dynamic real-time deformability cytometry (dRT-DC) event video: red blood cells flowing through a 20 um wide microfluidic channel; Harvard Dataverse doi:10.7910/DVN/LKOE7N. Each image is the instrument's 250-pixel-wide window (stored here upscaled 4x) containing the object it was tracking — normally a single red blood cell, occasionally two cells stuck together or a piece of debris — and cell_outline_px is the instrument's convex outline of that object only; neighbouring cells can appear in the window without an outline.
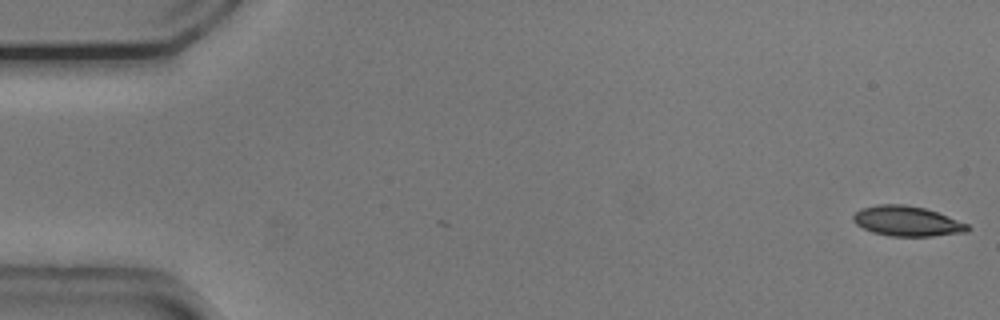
{"species": "common noctule bat (a hibernating species)", "species_latin": "Nyctalus noctula", "temperature_condition": "cold", "stored_images_in_passage": 53, "camera_frame_rate_fps": 3000, "um_per_image_px": 0.085, "animal": {"sex": "male", "body_mass_g": 20.5, "forearm_length_mm": 52.5}, "frame": {"image": 1, "passage_image": 1, "time_ms": 0.0, "image_size_px": [1000, 320], "cell_outline_px": [[972, 228], [968, 232], [932, 236], [888, 236], [872, 232], [856, 224], [852, 220], [852, 216], [860, 208], [880, 204], [904, 204], [924, 208], [948, 216], [968, 224]], "centroid_in_image_um": [77.1, 18.8], "position_along_channel_um": 7.9, "area_um2": 20.11}}
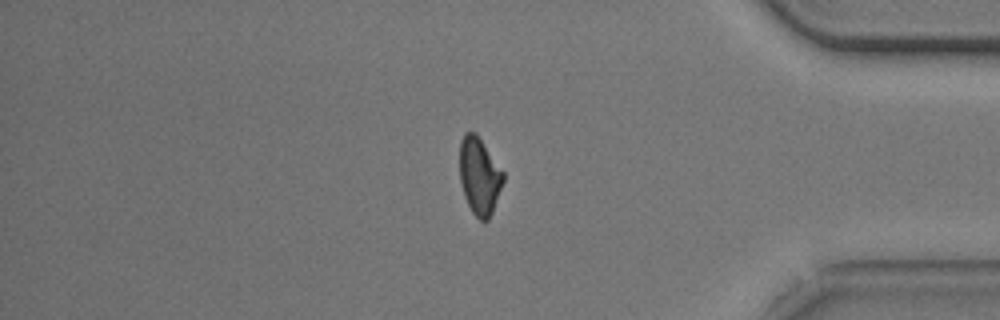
{"frame": {"image": 2, "passage_image": 45, "time_ms": 14.667, "image_size_px": [1000, 320], "cell_outline_px": [[504, 180], [492, 212], [488, 220], [480, 220], [472, 212], [464, 196], [460, 180], [460, 140], [464, 132], [476, 132], [504, 172]], "centroid_in_image_um": [40.74, 14.93], "position_along_channel_um": 394.5, "area_um2": 19.54}}
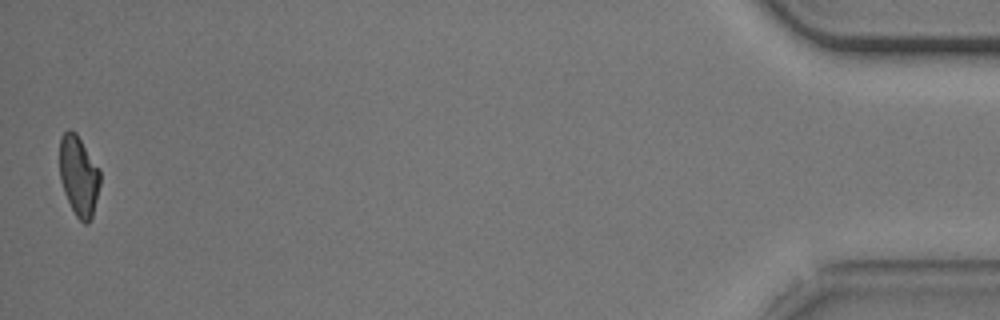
{"frame": {"image": 3, "passage_image": 53, "time_ms": 17.333, "image_size_px": [1000, 320], "cell_outline_px": [[100, 184], [92, 216], [88, 224], [84, 224], [76, 216], [64, 192], [60, 180], [60, 136], [68, 128], [76, 132], [100, 168]], "centroid_in_image_um": [6.7, 14.91], "position_along_channel_um": 428.5, "area_um2": 19.02}, "authors_computed_cell_mechanics": {"area_um2": 20.6924, "velocity_mm_per_s": 3.7524, "shape_relaxation_time_tau1_ms": 4.2285, "shape_relaxation_time_tau2_ms": 4.5632, "deformation_change_tau1": 0.1286, "deformation_change_tau2": 0.1092}}